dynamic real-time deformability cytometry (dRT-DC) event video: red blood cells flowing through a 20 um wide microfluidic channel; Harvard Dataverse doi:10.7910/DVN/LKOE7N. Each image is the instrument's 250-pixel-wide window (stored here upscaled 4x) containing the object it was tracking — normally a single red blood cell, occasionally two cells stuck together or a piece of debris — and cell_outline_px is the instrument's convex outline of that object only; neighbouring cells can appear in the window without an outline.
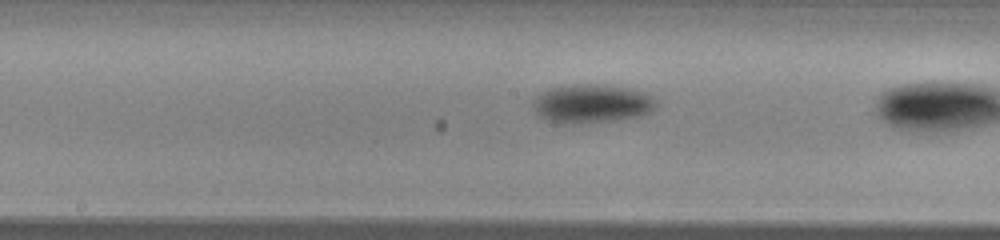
{"species": "common noctule bat (a hibernating species)", "species_latin": "Nyctalus noctula", "temperature_condition": "warm", "stored_images_in_passage": 21, "camera_frame_rate_fps": 3000, "um_per_image_px": 0.085, "animal": {"sex": "male", "body_mass_g": 13.0, "forearm_length_mm": 53.1}, "frame": {"image": 1, "passage_image": 8, "time_ms": 2.333, "image_size_px": [1000, 240], "cell_outline_px": [[656, 104], [648, 112], [640, 116], [612, 120], [564, 124], [560, 124], [548, 120], [540, 116], [536, 112], [532, 104], [532, 100], [540, 92], [548, 88], [576, 84], [592, 84], [624, 88], [644, 92], [656, 100]], "centroid_in_image_um": [50.22, 8.8], "position_along_channel_um": 198.0, "area_um2": 27.34}}
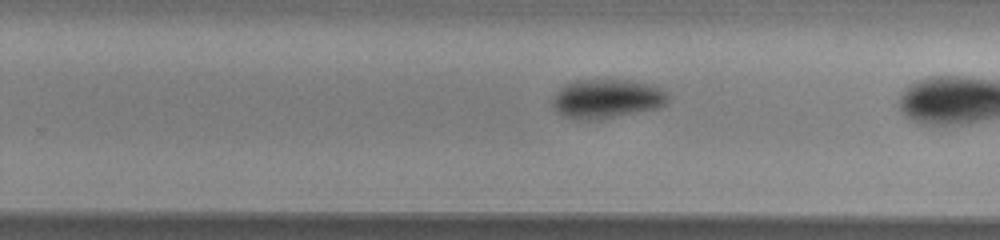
{"frame": {"image": 2, "passage_image": 14, "time_ms": 4.333, "image_size_px": [1000, 240], "cell_outline_px": [[668, 100], [664, 104], [656, 108], [612, 116], [588, 120], [576, 120], [564, 116], [556, 112], [552, 108], [552, 96], [564, 84], [576, 80], [628, 80], [648, 84], [660, 88], [668, 96]], "centroid_in_image_um": [51.48, 8.38], "position_along_channel_um": 278.3, "area_um2": 25.95}}
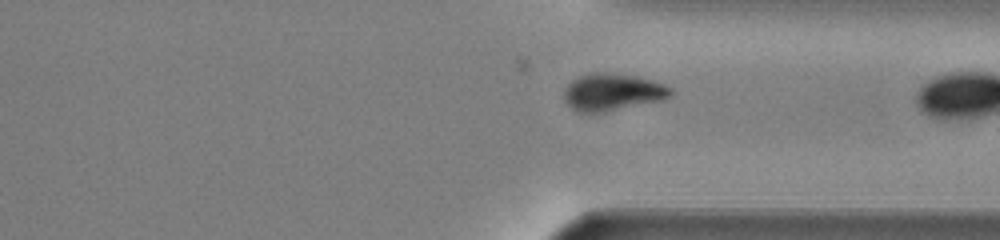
{"frame": {"image": 3, "passage_image": 20, "time_ms": 6.333, "image_size_px": [1000, 240], "cell_outline_px": [[672, 96], [664, 100], [604, 112], [576, 112], [564, 100], [564, 88], [572, 80], [580, 76], [592, 72], [608, 72], [636, 76], [652, 80], [664, 84], [672, 88]], "centroid_in_image_um": [52.08, 7.82], "position_along_channel_um": 359.3, "area_um2": 23.29}}